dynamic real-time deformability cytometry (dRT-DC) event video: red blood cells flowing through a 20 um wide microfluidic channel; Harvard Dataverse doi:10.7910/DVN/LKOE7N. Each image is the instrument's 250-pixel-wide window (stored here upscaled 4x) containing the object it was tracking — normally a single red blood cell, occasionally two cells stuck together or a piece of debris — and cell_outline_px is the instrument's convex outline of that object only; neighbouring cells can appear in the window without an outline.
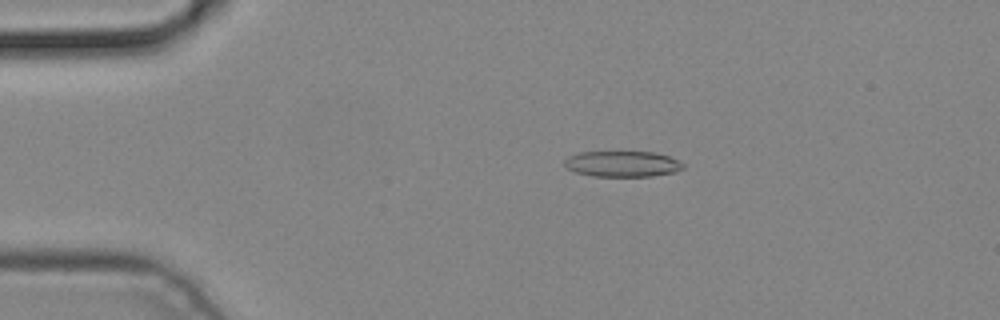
{"species": "common noctule bat (a hibernating species)", "species_latin": "Nyctalus noctula", "temperature_condition": "cold", "stored_images_in_passage": 4, "camera_frame_rate_fps": 3000, "um_per_image_px": 0.085, "animal": {"sex": "male", "body_mass_g": 19.2, "forearm_length_mm": 51.8}, "frame": {"image": 1, "passage_image": 3, "time_ms": 0.667, "image_size_px": [1000, 320], "cell_outline_px": [[684, 168], [676, 172], [652, 176], [592, 176], [576, 172], [564, 168], [564, 160], [568, 156], [580, 152], [656, 152], [668, 156], [684, 164]], "centroid_in_image_um": [52.88, 13.93], "position_along_channel_um": 32.1, "area_um2": 17.92}}